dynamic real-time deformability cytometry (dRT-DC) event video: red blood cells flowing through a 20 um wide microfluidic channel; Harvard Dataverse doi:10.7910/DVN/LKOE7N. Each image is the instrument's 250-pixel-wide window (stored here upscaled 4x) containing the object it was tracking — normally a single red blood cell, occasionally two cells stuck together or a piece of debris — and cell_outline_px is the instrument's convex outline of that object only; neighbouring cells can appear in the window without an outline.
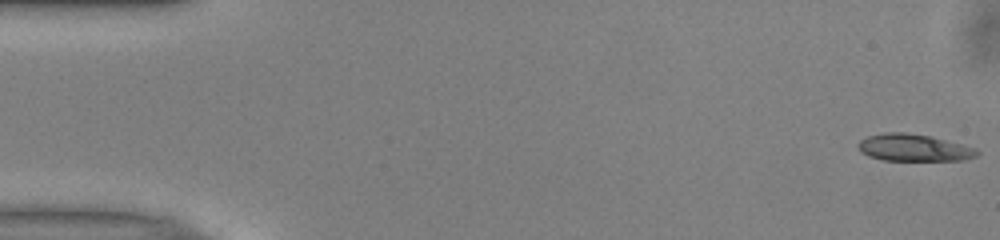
{"species": "common noctule bat (a hibernating species)", "species_latin": "Nyctalus noctula", "temperature_condition": "warm", "stored_images_in_passage": 52, "segment_of_instrument_passage": [1, 2], "camera_frame_rate_fps": 3000, "um_per_image_px": 0.085, "animal": {"sex": "male", "body_mass_g": 13.0, "forearm_length_mm": 53.1}, "frame": {"image": 1, "passage_image": 1, "time_ms": 0.0, "image_size_px": [1000, 240], "cell_outline_px": [[980, 152], [976, 156], [964, 160], [884, 160], [868, 156], [860, 152], [856, 144], [860, 140], [868, 136], [884, 132], [904, 132], [932, 136], [976, 148]], "centroid_in_image_um": [77.65, 12.55], "position_along_channel_um": 7.4, "area_um2": 18.84}}
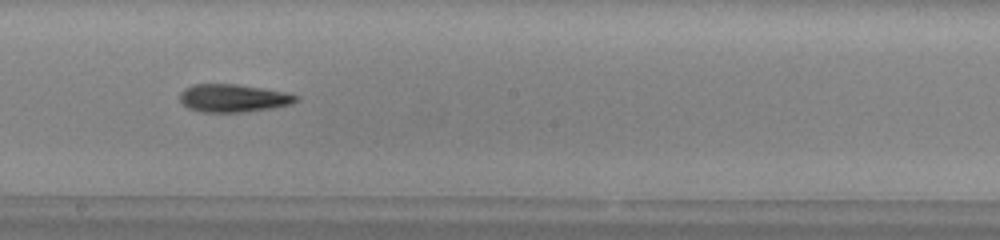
{"frame": {"image": 2, "passage_image": 28, "time_ms": 9.0, "image_size_px": [1000, 240], "cell_outline_px": [[300, 100], [292, 104], [272, 108], [244, 112], [200, 112], [188, 108], [180, 100], [180, 92], [184, 88], [192, 84], [236, 84], [264, 88], [284, 92], [300, 96]], "centroid_in_image_um": [19.84, 8.34], "position_along_channel_um": 228.4, "area_um2": 19.07}}
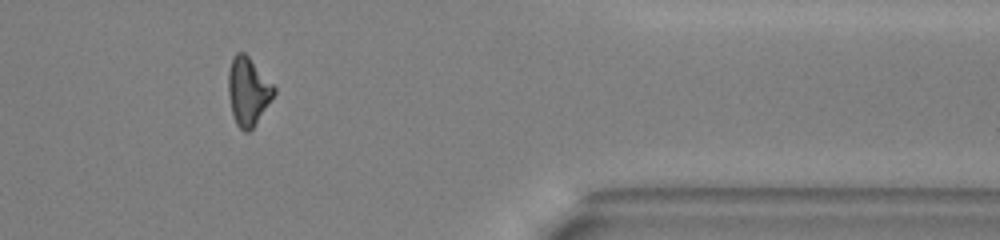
{"frame": {"image": 3, "passage_image": 42, "time_ms": 13.667, "image_size_px": [1000, 240], "cell_outline_px": [[276, 92], [252, 128], [248, 132], [244, 132], [236, 124], [232, 116], [228, 96], [228, 72], [232, 56], [236, 52], [244, 52], [248, 56], [276, 88]], "centroid_in_image_um": [21.05, 7.75], "position_along_channel_um": 390.3, "area_um2": 18.03}}